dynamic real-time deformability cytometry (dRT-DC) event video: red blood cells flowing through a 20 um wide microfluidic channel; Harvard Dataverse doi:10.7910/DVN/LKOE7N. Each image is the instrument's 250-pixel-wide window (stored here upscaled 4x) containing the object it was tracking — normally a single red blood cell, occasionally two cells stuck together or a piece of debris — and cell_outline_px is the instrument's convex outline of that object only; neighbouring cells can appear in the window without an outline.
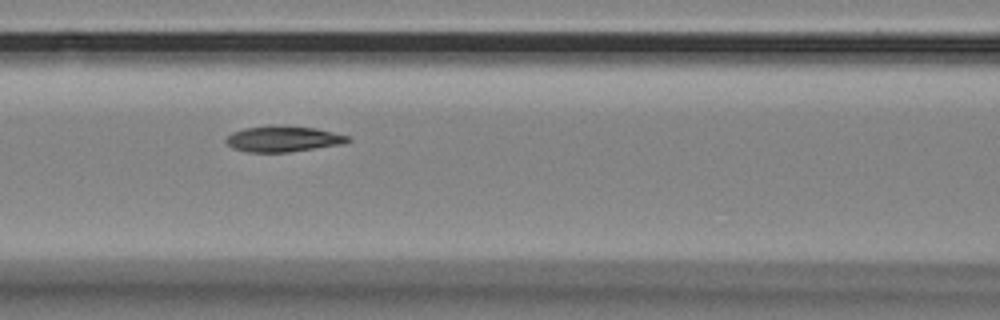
{"species": "Egyptian fruit bat (a non-hibernating species)", "species_latin": "Rousettus aegyptiacus", "temperature_condition": "room temperature", "stored_images_in_passage": 11, "camera_frame_rate_fps": 3000, "um_per_image_px": 0.085, "animal": {"sex": "female"}, "frame": {"image": 1, "passage_image": 7, "time_ms": 7.667, "image_size_px": [1000, 320], "cell_outline_px": [[352, 140], [340, 144], [288, 152], [248, 152], [232, 148], [224, 140], [232, 132], [244, 128], [268, 124], [276, 124], [316, 128], [348, 136]], "centroid_in_image_um": [24.01, 11.78], "position_along_channel_um": 142.6, "area_um2": 18.44}}
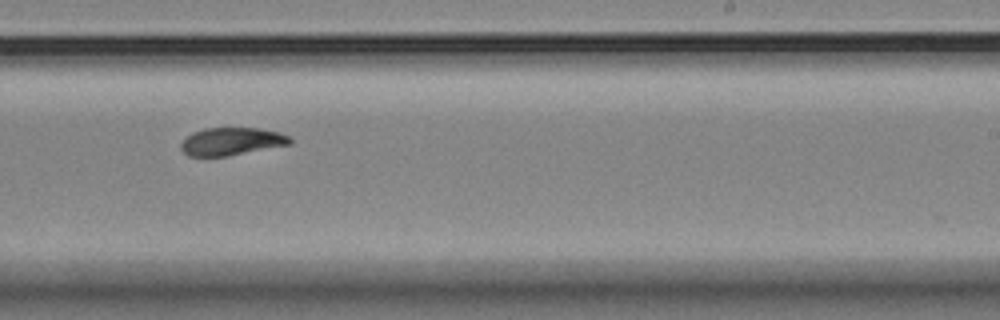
{"frame": {"image": 2, "passage_image": 10, "time_ms": 11.333, "image_size_px": [1000, 320], "cell_outline_px": [[292, 144], [224, 156], [188, 156], [180, 148], [180, 144], [192, 132], [204, 128], [260, 128], [280, 132], [288, 136], [292, 140]], "centroid_in_image_um": [19.68, 12.01], "position_along_channel_um": 269.3, "area_um2": 17.51}}
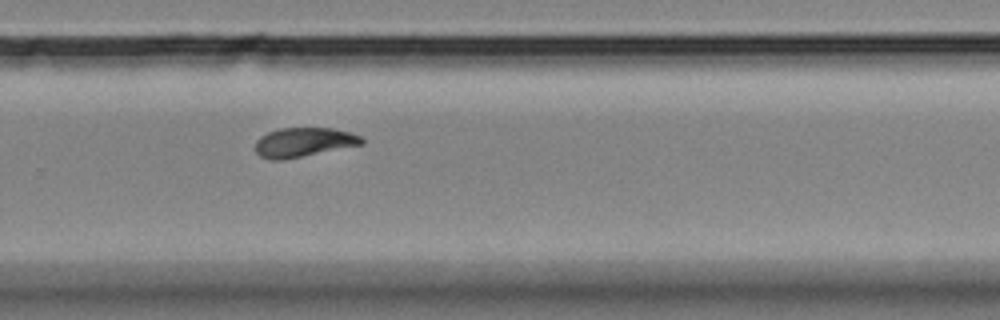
{"frame": {"image": 3, "passage_image": 11, "time_ms": 12.333, "image_size_px": [1000, 320], "cell_outline_px": [[364, 144], [284, 160], [268, 160], [260, 156], [256, 152], [256, 140], [260, 136], [268, 132], [280, 128], [332, 128], [348, 132], [360, 136], [364, 140]], "centroid_in_image_um": [25.79, 12.1], "position_along_channel_um": 304.0, "area_um2": 18.21}}